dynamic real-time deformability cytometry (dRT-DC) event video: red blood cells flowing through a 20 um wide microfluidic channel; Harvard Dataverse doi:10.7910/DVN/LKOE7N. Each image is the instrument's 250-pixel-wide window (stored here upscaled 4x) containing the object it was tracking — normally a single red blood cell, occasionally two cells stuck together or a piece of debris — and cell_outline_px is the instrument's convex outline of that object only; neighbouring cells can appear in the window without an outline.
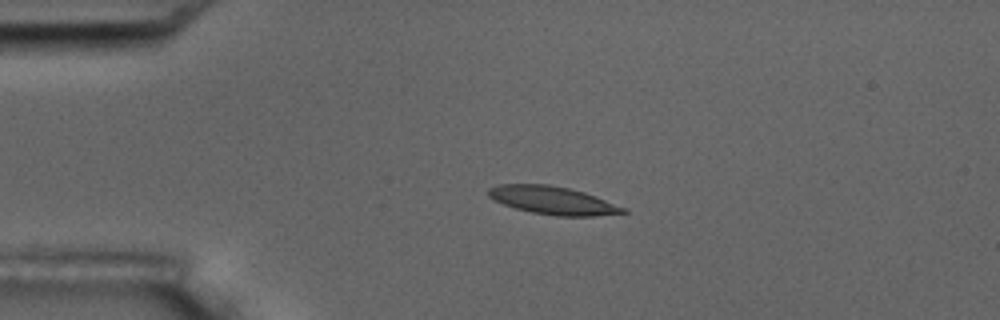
{"species": "common noctule bat (a hibernating species)", "species_latin": "Nyctalus noctula", "temperature_condition": "room temperature", "stored_images_in_passage": 2, "camera_frame_rate_fps": 3000, "um_per_image_px": 0.085, "animal": {"sex": "male", "body_mass_g": 17.5, "forearm_length_mm": 52.3}, "frame": {"image": 1, "passage_image": 1, "time_ms": 0.0, "image_size_px": [1000, 320], "cell_outline_px": [[628, 212], [592, 216], [556, 216], [532, 212], [516, 208], [504, 204], [488, 196], [488, 188], [500, 184], [548, 184], [568, 188], [584, 192], [596, 196], [628, 208]], "centroid_in_image_um": [47.02, 17.03], "position_along_channel_um": 38.0, "area_um2": 21.91}}